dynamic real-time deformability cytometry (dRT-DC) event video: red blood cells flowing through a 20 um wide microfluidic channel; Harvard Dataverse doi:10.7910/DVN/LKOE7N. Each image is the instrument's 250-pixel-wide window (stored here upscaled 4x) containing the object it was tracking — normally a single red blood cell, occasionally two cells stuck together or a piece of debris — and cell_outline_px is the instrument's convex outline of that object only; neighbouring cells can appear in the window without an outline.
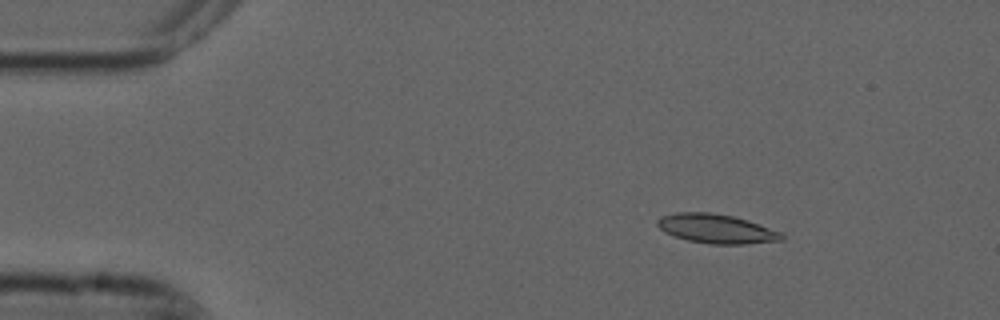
{"species": "common noctule bat (a hibernating species)", "species_latin": "Nyctalus noctula", "temperature_condition": "cold", "stored_images_in_passage": 3, "camera_frame_rate_fps": 3000, "um_per_image_px": 0.085, "animal": {"sex": "male", "forearm_length_mm": 52.5}, "frame": {"image": 1, "passage_image": 1, "time_ms": 0.0, "image_size_px": [1000, 320], "cell_outline_px": [[784, 240], [744, 244], [708, 244], [688, 240], [664, 232], [656, 224], [656, 220], [660, 216], [676, 212], [708, 212], [732, 216], [784, 232]], "centroid_in_image_um": [60.89, 19.44], "position_along_channel_um": 24.1, "area_um2": 21.15}}
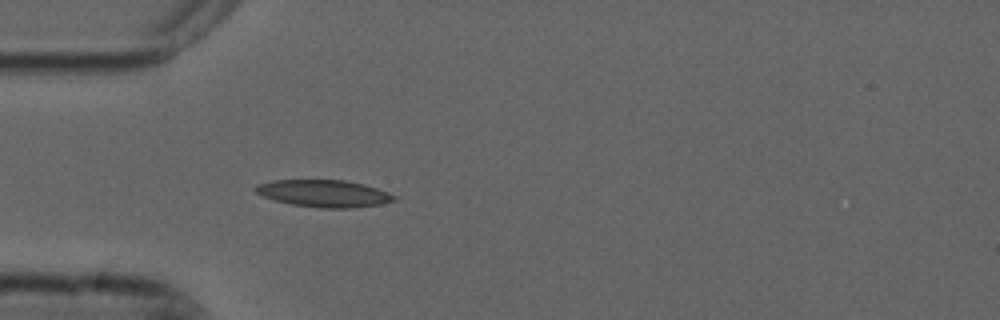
{"frame": {"image": 2, "passage_image": 3, "time_ms": 0.667, "image_size_px": [1000, 320], "cell_outline_px": [[396, 200], [380, 204], [352, 208], [320, 208], [292, 204], [276, 200], [264, 196], [256, 192], [256, 188], [260, 184], [272, 180], [344, 180], [364, 184], [388, 192], [396, 196]], "centroid_in_image_um": [27.59, 16.44], "position_along_channel_um": 57.4, "area_um2": 21.62}}